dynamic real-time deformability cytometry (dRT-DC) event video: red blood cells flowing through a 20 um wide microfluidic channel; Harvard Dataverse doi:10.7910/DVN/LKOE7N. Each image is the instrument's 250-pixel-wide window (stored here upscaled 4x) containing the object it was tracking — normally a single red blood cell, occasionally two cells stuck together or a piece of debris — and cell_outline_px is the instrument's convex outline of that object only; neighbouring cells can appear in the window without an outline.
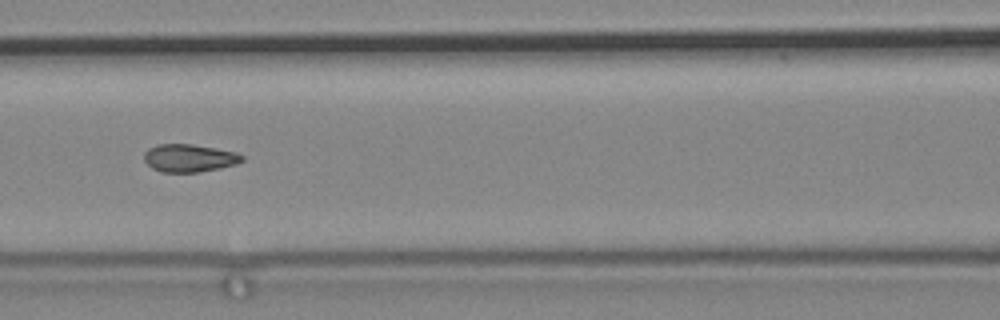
{"species": "common noctule bat (a hibernating species)", "species_latin": "Nyctalus noctula", "temperature_condition": "cold", "stored_images_in_passage": 60, "camera_frame_rate_fps": 3000, "um_per_image_px": 0.085, "animal": {"sex": "male", "body_mass_g": 19.2, "forearm_length_mm": 51.8}, "frame": {"image": 1, "passage_image": 22, "time_ms": 7.0, "image_size_px": [1000, 320], "cell_outline_px": [[244, 160], [236, 164], [220, 168], [196, 172], [160, 172], [152, 168], [144, 160], [144, 152], [148, 148], [156, 144], [192, 144], [216, 148], [236, 152], [244, 156]], "centroid_in_image_um": [16.07, 13.43], "position_along_channel_um": 150.5, "area_um2": 15.95}}
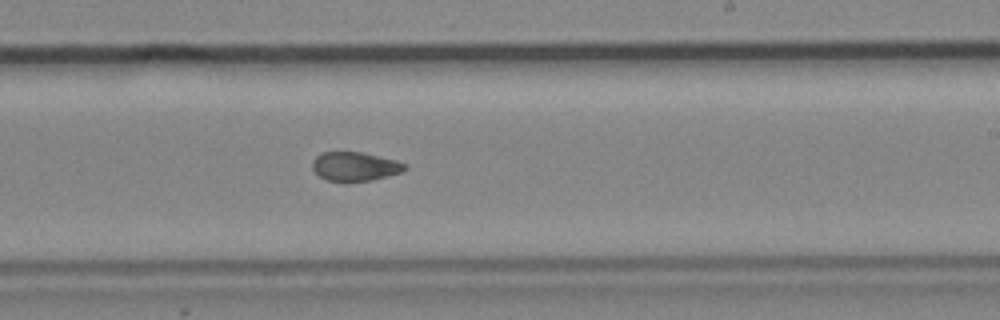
{"frame": {"image": 2, "passage_image": 33, "time_ms": 10.667, "image_size_px": [1000, 320], "cell_outline_px": [[408, 168], [404, 172], [372, 180], [348, 184], [328, 180], [320, 176], [312, 168], [312, 160], [316, 156], [324, 152], [360, 152], [396, 160], [404, 164]], "centroid_in_image_um": [30.17, 14.18], "position_along_channel_um": 258.8, "area_um2": 15.95}}
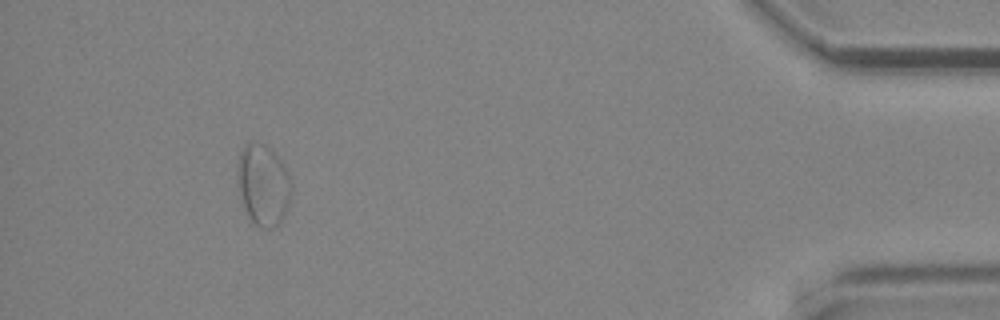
{"frame": {"image": 3, "passage_image": 55, "time_ms": 18.0, "image_size_px": [1000, 320], "cell_outline_px": [[292, 192], [288, 204], [280, 220], [272, 228], [260, 228], [248, 216], [236, 188], [236, 164], [240, 152], [244, 144], [252, 140], [264, 144], [280, 156], [288, 176], [292, 188]], "centroid_in_image_um": [22.31, 15.65], "position_along_channel_um": 412.9, "area_um2": 25.89}}